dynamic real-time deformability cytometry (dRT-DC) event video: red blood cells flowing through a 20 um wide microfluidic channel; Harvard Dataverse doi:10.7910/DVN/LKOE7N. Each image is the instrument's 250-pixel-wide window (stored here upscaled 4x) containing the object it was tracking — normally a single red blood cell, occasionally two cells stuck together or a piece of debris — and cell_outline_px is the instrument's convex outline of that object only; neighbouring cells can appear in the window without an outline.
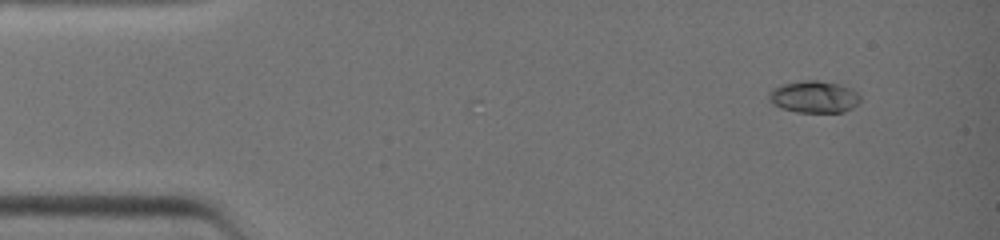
{"species": "common noctule bat (a hibernating species)", "species_latin": "Nyctalus noctula", "temperature_condition": "warm", "stored_images_in_passage": 3, "camera_frame_rate_fps": 3000, "um_per_image_px": 0.085, "animal": {"sex": "female", "body_mass_g": 19.0, "forearm_length_mm": 51.5}, "frame": {"image": 1, "passage_image": 3, "time_ms": 0.667, "image_size_px": [1000, 240], "cell_outline_px": [[860, 104], [844, 112], [796, 112], [780, 108], [772, 104], [768, 100], [768, 92], [772, 88], [780, 84], [804, 80], [816, 80], [836, 84], [852, 88], [860, 96]], "centroid_in_image_um": [69.16, 8.24], "position_along_channel_um": 15.8, "area_um2": 17.28}}